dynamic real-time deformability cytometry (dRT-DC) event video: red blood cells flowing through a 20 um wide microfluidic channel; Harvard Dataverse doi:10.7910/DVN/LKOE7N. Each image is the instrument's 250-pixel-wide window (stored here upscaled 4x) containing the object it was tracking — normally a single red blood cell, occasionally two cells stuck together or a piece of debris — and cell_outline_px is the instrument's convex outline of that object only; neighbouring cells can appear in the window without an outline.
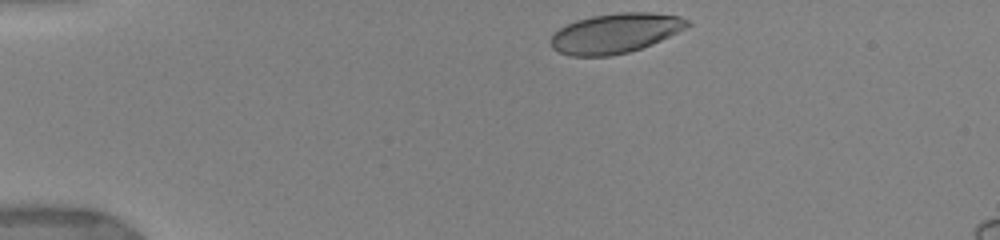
{"species": "human", "species_latin": "Homo sapiens", "temperature_condition": "warm", "stored_images_in_passage": 45, "camera_frame_rate_fps": 3000, "um_per_image_px": 0.085, "donor": {"sex": "female"}, "frame": {"image": 1, "passage_image": 1, "time_ms": 0.0, "image_size_px": [1000, 240], "cell_outline_px": [[692, 24], [652, 44], [628, 52], [608, 56], [568, 56], [552, 48], [548, 40], [560, 28], [576, 20], [592, 16], [620, 12], [648, 12], [680, 16], [688, 20]], "centroid_in_image_um": [52.27, 2.82], "position_along_channel_um": 32.7, "area_um2": 31.44}}
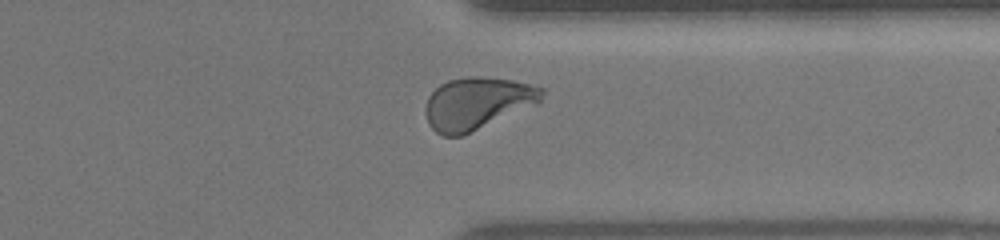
{"frame": {"image": 2, "passage_image": 31, "time_ms": 10.333, "image_size_px": [1000, 240], "cell_outline_px": [[544, 92], [540, 100], [536, 104], [460, 136], [444, 136], [436, 132], [428, 124], [424, 112], [424, 108], [428, 96], [440, 84], [448, 80], [468, 76], [472, 76], [512, 80], [544, 88]], "centroid_in_image_um": [40.5, 8.77], "position_along_channel_um": 370.9, "area_um2": 34.97}}
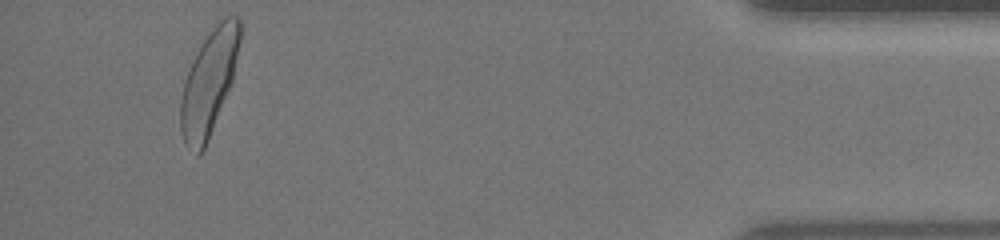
{"frame": {"image": 3, "passage_image": 41, "time_ms": 13.0, "image_size_px": [1000, 240], "cell_outline_px": [[240, 40], [232, 80], [208, 140], [204, 148], [196, 156], [184, 144], [180, 128], [180, 100], [184, 80], [204, 40], [216, 24], [224, 16], [240, 16]], "centroid_in_image_um": [17.74, 7.05], "position_along_channel_um": 417.5, "area_um2": 35.37}, "authors_computed_cell_mechanics": {"area_um2": 34.102, "velocity_mm_per_s": 3.894, "shape_relaxation_time_tau1_ms": 2.9509, "shape_relaxation_time_tau2_ms": null, "deformation_change_tau1": 0.1686, "deformation_change_tau2": null}}